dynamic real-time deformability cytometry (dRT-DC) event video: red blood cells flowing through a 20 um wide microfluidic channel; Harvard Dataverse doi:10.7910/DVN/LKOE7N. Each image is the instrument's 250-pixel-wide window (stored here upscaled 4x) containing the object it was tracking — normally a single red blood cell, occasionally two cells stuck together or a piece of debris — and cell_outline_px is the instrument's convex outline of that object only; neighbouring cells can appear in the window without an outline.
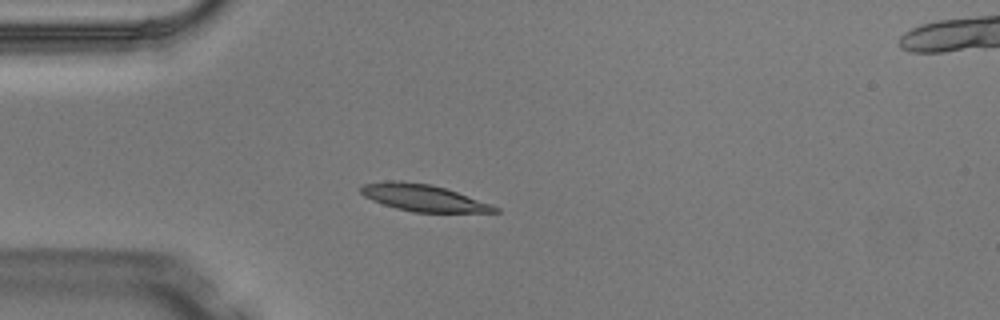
{"species": "Egyptian fruit bat (a non-hibernating species)", "species_latin": "Rousettus aegyptiacus", "temperature_condition": "warm", "stored_images_in_passage": 4, "camera_frame_rate_fps": 3000, "um_per_image_px": 0.085, "animal": {"sex": "male"}, "frame": {"image": 1, "passage_image": 3, "time_ms": 0.667, "image_size_px": [1000, 320], "cell_outline_px": [[500, 212], [412, 212], [396, 208], [372, 200], [364, 196], [360, 192], [360, 184], [384, 180], [400, 180], [432, 184], [492, 204], [500, 208]], "centroid_in_image_um": [35.93, 16.79], "position_along_channel_um": 49.1, "area_um2": 21.04}}